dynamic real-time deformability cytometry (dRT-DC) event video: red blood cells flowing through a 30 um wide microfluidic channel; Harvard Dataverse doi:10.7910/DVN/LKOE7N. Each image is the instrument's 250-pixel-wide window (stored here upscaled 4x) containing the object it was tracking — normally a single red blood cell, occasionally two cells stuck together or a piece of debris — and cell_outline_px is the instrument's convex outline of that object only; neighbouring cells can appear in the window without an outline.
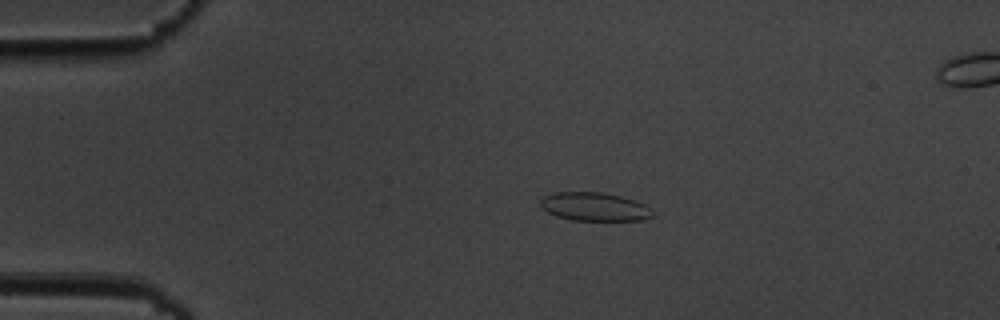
{"species": "common noctule bat (a hibernating species)", "species_latin": "Nyctalus noctula", "temperature_condition": "cold", "stored_images_in_passage": 5, "segment_of_instrument_passage": [1, 2], "camera_frame_rate_fps": 3000, "um_per_image_px": 0.085, "animal": {"sex": "male", "body_mass_g": 19.5, "forearm_length_mm": 54.6}, "frame": {"image": 1, "passage_image": 3, "time_ms": 2.333, "image_size_px": [1000, 320], "cell_outline_px": [[652, 216], [644, 220], [572, 220], [556, 216], [548, 212], [540, 204], [540, 200], [544, 196], [556, 192], [604, 192], [636, 200], [652, 208]], "centroid_in_image_um": [50.55, 17.56], "position_along_channel_um": 34.4, "area_um2": 18.61}}